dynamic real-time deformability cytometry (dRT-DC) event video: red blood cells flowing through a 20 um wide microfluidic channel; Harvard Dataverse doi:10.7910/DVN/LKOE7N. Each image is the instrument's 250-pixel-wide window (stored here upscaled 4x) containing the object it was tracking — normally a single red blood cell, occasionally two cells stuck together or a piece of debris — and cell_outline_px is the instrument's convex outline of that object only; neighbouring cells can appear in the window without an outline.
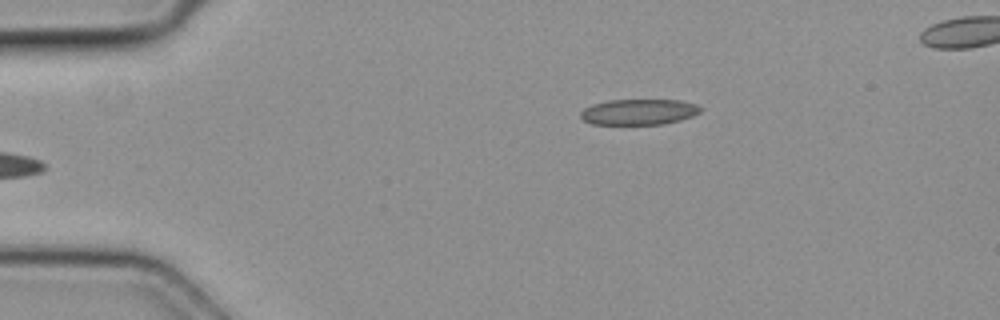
{"species": "common noctule bat (a hibernating species)", "species_latin": "Nyctalus noctula", "temperature_condition": "cold", "stored_images_in_passage": 5, "camera_frame_rate_fps": 3000, "um_per_image_px": 0.085, "animal": {"sex": "female", "body_mass_g": 19.3, "forearm_length_mm": 54.1}, "frame": {"image": 1, "passage_image": 5, "time_ms": 1.333, "image_size_px": [1000, 320], "cell_outline_px": [[704, 108], [700, 112], [692, 116], [680, 120], [664, 124], [592, 124], [584, 120], [580, 116], [580, 112], [584, 108], [592, 104], [608, 100], [680, 100], [696, 104]], "centroid_in_image_um": [54.31, 9.51], "position_along_channel_um": 30.7, "area_um2": 18.03}}